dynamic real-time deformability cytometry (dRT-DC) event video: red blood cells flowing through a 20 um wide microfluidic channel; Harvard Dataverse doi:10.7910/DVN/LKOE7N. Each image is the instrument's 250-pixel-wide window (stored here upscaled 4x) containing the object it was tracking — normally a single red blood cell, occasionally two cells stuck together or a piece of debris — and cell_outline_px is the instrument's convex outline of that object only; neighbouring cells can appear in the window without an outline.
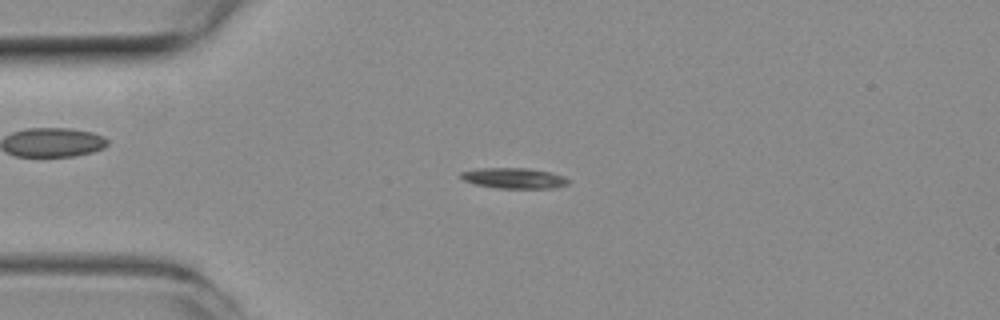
{"species": "common noctule bat (a hibernating species)", "species_latin": "Nyctalus noctula", "temperature_condition": "room temperature", "stored_images_in_passage": 52, "camera_frame_rate_fps": 3000, "um_per_image_px": 0.085, "animal": {"sex": "female", "body_mass_g": 19.3, "forearm_length_mm": 54.1}, "frame": {"image": 1, "passage_image": 12, "time_ms": 3.667, "image_size_px": [1000, 320], "cell_outline_px": [[572, 180], [568, 184], [556, 188], [496, 188], [476, 184], [464, 180], [460, 176], [460, 172], [476, 168], [528, 168], [548, 172], [564, 176]], "centroid_in_image_um": [43.71, 15.14], "position_along_channel_um": 41.3, "area_um2": 12.95}}
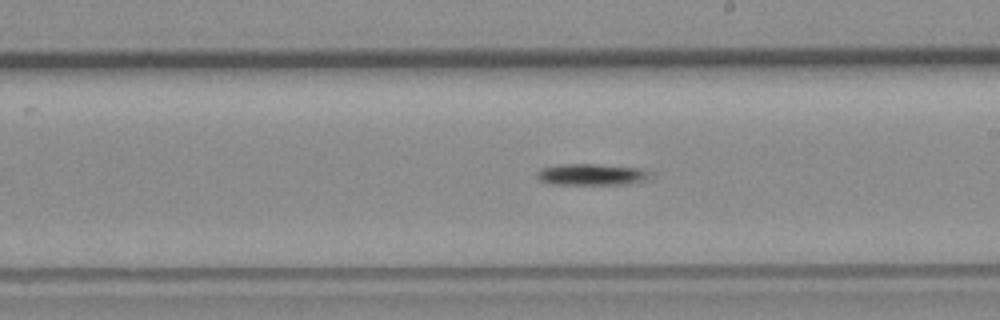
{"frame": {"image": 2, "passage_image": 29, "time_ms": 9.333, "image_size_px": [1000, 320], "cell_outline_px": [[656, 176], [632, 184], [548, 184], [540, 180], [536, 176], [536, 172], [540, 168], [560, 164], [596, 164], [640, 168], [652, 172]], "centroid_in_image_um": [50.32, 14.83], "position_along_channel_um": 238.7, "area_um2": 14.45}}
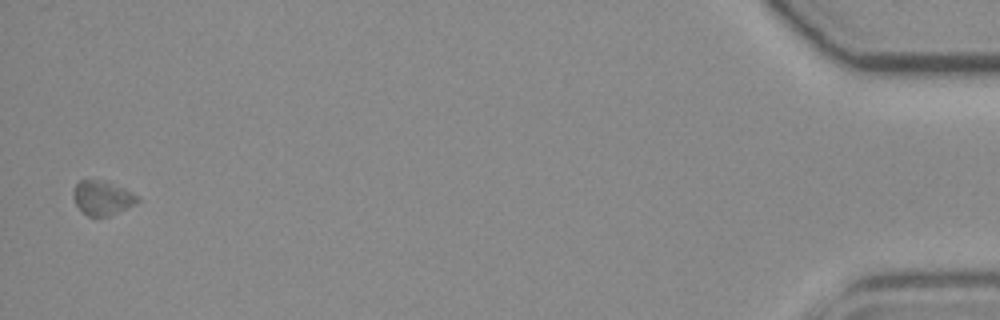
{"frame": {"image": 3, "passage_image": 51, "time_ms": 16.667, "image_size_px": [1000, 320], "cell_outline_px": [[140, 200], [136, 204], [108, 216], [88, 216], [76, 204], [72, 196], [72, 192], [76, 184], [80, 180], [92, 180], [124, 188], [132, 192]], "centroid_in_image_um": [8.68, 16.84], "position_along_channel_um": 426.5, "area_um2": 12.37}}